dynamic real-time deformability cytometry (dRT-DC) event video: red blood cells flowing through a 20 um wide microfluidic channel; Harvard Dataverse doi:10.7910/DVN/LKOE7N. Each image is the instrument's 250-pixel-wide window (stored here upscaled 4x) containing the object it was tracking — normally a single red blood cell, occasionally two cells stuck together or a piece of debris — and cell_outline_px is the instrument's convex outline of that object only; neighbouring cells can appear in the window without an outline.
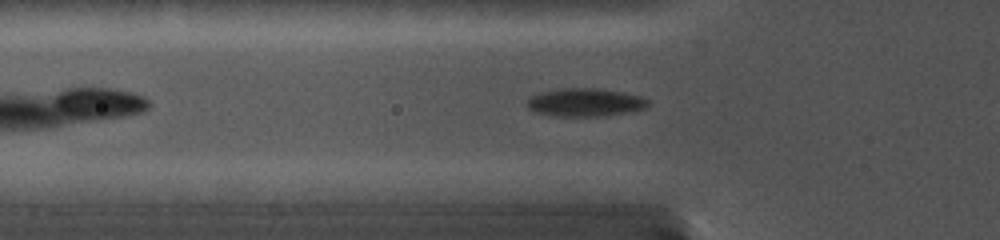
{"species": "common noctule bat (a hibernating species)", "species_latin": "Nyctalus noctula", "temperature_condition": "cold", "stored_images_in_passage": 63, "camera_frame_rate_fps": 5000, "um_per_image_px": 0.085, "animal": {"sex": "female", "body_mass_g": 19.0, "forearm_length_mm": 56.7}, "frame": {"image": 1, "passage_image": 16, "time_ms": 3.0, "image_size_px": [1000, 240], "cell_outline_px": [[652, 104], [648, 108], [636, 112], [604, 116], [556, 116], [536, 112], [528, 108], [528, 100], [532, 96], [544, 92], [568, 88], [580, 88], [620, 92], [640, 96], [648, 100]], "centroid_in_image_um": [49.85, 8.74], "position_along_channel_um": 76.0, "area_um2": 19.59}}
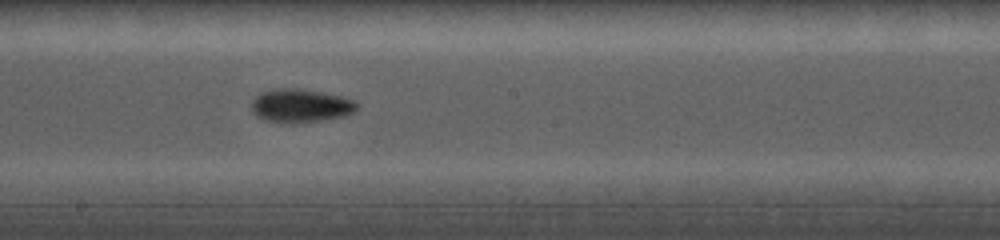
{"frame": {"image": 2, "passage_image": 35, "time_ms": 6.8, "image_size_px": [1000, 240], "cell_outline_px": [[356, 108], [352, 112], [344, 116], [304, 124], [284, 124], [264, 120], [256, 116], [252, 112], [252, 104], [264, 92], [312, 92], [336, 96], [352, 100], [356, 104]], "centroid_in_image_um": [25.56, 9.12], "position_along_channel_um": 222.6, "area_um2": 19.13}}
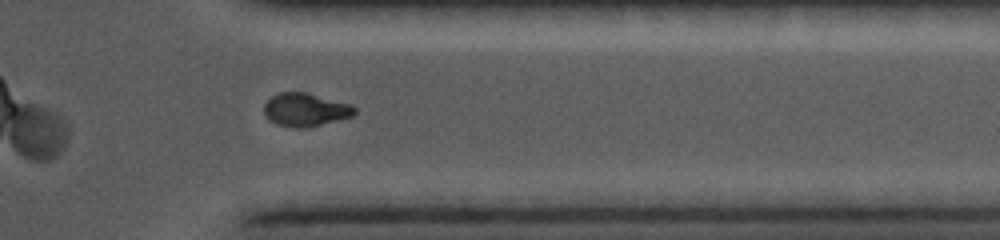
{"frame": {"image": 3, "passage_image": 56, "time_ms": 11.0, "image_size_px": [1000, 240], "cell_outline_px": [[356, 112], [352, 116], [308, 128], [296, 128], [276, 124], [268, 120], [264, 116], [264, 104], [272, 96], [280, 92], [304, 92], [348, 104], [356, 108]], "centroid_in_image_um": [25.91, 9.34], "position_along_channel_um": 385.5, "area_um2": 17.4}}